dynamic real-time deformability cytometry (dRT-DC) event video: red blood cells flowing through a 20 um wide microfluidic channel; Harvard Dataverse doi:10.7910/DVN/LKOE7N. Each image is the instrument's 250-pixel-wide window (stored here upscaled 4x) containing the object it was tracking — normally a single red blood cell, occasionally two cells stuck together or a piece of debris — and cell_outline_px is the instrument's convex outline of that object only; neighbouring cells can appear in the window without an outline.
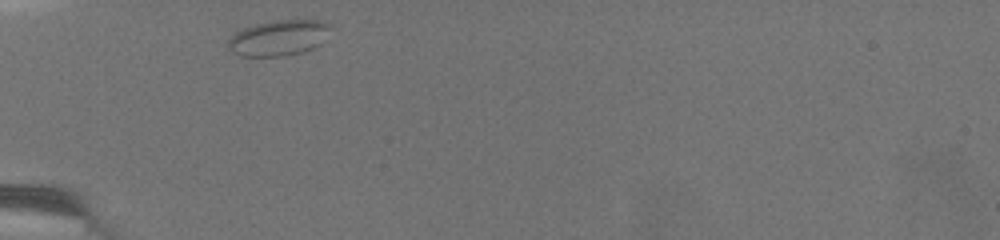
{"species": "common noctule bat (a hibernating species)", "species_latin": "Nyctalus noctula", "temperature_condition": "warm", "stored_images_in_passage": 26, "camera_frame_rate_fps": 3000, "um_per_image_px": 0.085, "animal": {"sex": "female", "body_mass_g": 19.5, "forearm_length_mm": 54.1}, "frame": {"image": 1, "passage_image": 1, "time_ms": 0.0, "image_size_px": [1000, 240], "cell_outline_px": [[328, 28], [320, 44], [304, 52], [284, 56], [240, 56], [232, 52], [228, 48], [228, 40], [236, 32], [244, 28], [256, 24], [276, 20], [320, 20], [328, 24]], "centroid_in_image_um": [23.63, 3.23], "position_along_channel_um": 61.4, "area_um2": 20.92}}
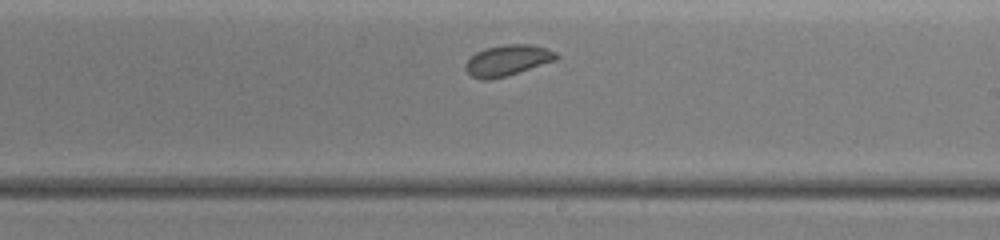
{"frame": {"image": 2, "passage_image": 15, "time_ms": 4.667, "image_size_px": [1000, 240], "cell_outline_px": [[560, 56], [556, 60], [508, 76], [488, 80], [484, 80], [472, 76], [464, 68], [464, 64], [476, 52], [484, 48], [504, 44], [528, 44], [548, 48], [556, 52]], "centroid_in_image_um": [43.15, 5.12], "position_along_channel_um": 245.8, "area_um2": 16.47}}
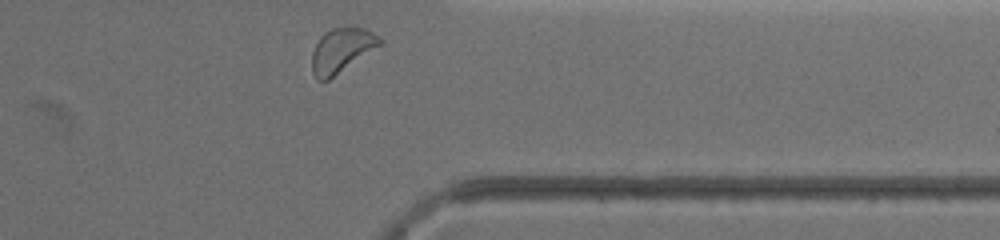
{"frame": {"image": 3, "passage_image": 26, "time_ms": 8.0, "image_size_px": [1000, 240], "cell_outline_px": [[384, 40], [380, 44], [328, 80], [316, 80], [312, 72], [312, 52], [320, 36], [324, 32], [332, 28], [364, 28], [372, 32]], "centroid_in_image_um": [28.99, 4.27], "position_along_channel_um": 382.4, "area_um2": 17.05}}